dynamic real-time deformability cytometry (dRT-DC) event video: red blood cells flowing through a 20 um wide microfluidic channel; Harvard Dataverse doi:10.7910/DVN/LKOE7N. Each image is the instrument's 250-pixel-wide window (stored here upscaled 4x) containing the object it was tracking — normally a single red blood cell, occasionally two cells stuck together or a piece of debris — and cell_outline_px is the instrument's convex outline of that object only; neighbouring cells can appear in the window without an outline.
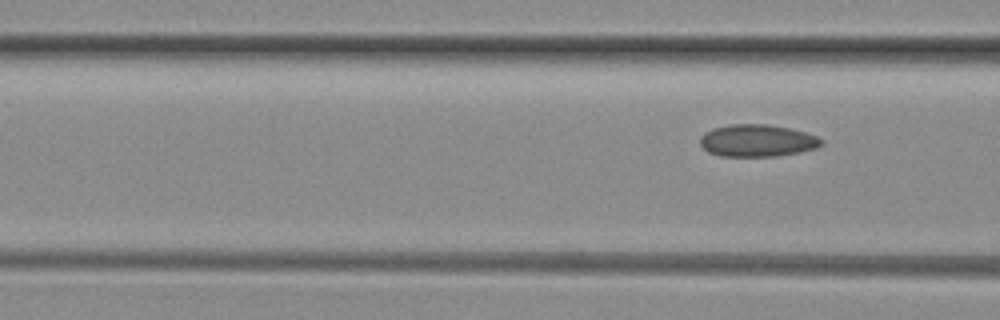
{"species": "common noctule bat (a hibernating species)", "species_latin": "Nyctalus noctula", "temperature_condition": "room temperature", "stored_images_in_passage": 3, "camera_frame_rate_fps": 3000, "um_per_image_px": 0.085, "animal": {"sex": "female", "body_mass_g": 29.2, "forearm_length_mm": 56.3}, "frame": {"image": 1, "passage_image": 3, "time_ms": 0.667, "image_size_px": [1000, 320], "cell_outline_px": [[824, 144], [816, 148], [800, 152], [776, 156], [720, 156], [708, 152], [700, 144], [700, 136], [704, 132], [712, 128], [728, 124], [768, 124], [788, 128], [804, 132], [816, 136], [824, 140]], "centroid_in_image_um": [64.35, 11.95], "position_along_channel_um": 102.2, "area_um2": 22.89}}